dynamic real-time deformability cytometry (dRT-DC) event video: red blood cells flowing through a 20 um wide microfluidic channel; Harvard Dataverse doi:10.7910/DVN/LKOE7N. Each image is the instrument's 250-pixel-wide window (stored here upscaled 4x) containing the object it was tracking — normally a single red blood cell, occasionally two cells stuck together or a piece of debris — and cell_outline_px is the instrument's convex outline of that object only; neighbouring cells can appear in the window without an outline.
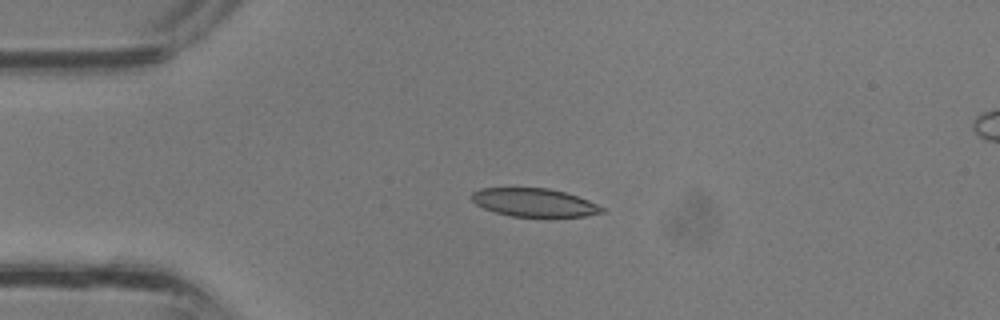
{"species": "common noctule bat (a hibernating species)", "species_latin": "Nyctalus noctula", "temperature_condition": "room temperature", "stored_images_in_passage": 36, "camera_frame_rate_fps": 3000, "um_per_image_px": 0.085, "animal": {"sex": "male", "body_mass_g": 13.3}, "frame": {"image": 1, "passage_image": 8, "time_ms": 2.333, "image_size_px": [1000, 320], "cell_outline_px": [[604, 212], [584, 216], [512, 216], [496, 212], [484, 208], [476, 204], [472, 200], [472, 192], [480, 188], [548, 188], [564, 192], [588, 200], [604, 208]], "centroid_in_image_um": [45.39, 17.2], "position_along_channel_um": 39.6, "area_um2": 21.1}}
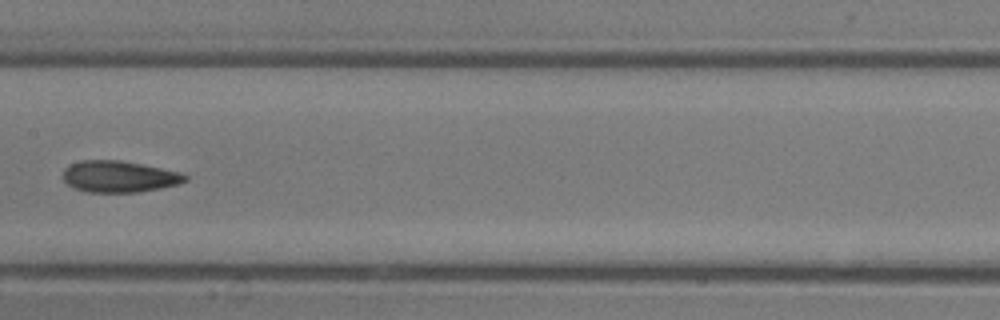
{"frame": {"image": 2, "passage_image": 18, "time_ms": 5.667, "image_size_px": [1000, 320], "cell_outline_px": [[188, 180], [180, 184], [160, 188], [136, 192], [84, 192], [72, 188], [64, 180], [64, 168], [80, 160], [120, 160], [180, 172], [188, 176]], "centroid_in_image_um": [10.12, 15.01], "position_along_channel_um": 197.3, "area_um2": 22.37}}
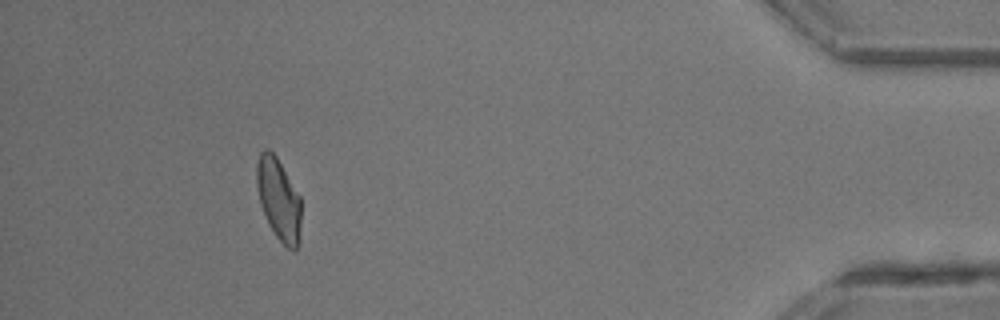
{"frame": {"image": 3, "passage_image": 33, "time_ms": 10.667, "image_size_px": [1000, 320], "cell_outline_px": [[300, 244], [296, 252], [292, 252], [276, 236], [268, 224], [260, 204], [256, 184], [256, 164], [260, 152], [264, 148], [268, 148], [276, 156], [300, 196]], "centroid_in_image_um": [23.68, 16.96], "position_along_channel_um": 411.5, "area_um2": 21.44}}